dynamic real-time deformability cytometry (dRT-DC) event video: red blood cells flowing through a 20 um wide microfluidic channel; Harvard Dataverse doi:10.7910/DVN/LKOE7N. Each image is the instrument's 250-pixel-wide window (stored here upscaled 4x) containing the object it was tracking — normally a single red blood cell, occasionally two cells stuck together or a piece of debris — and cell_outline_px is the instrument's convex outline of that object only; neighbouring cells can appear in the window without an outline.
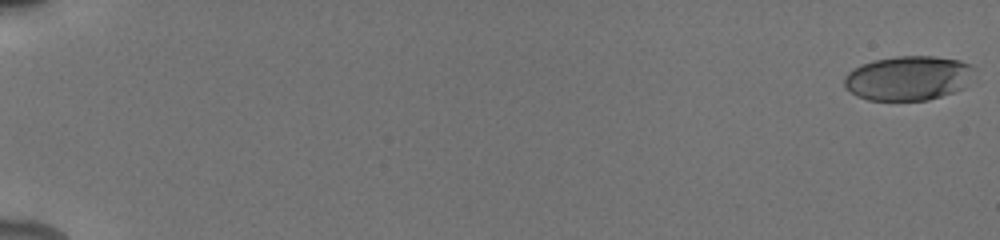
{"species": "human", "species_latin": "Homo sapiens", "temperature_condition": "cold", "stored_images_in_passage": 16, "camera_frame_rate_fps": 3000, "um_per_image_px": 0.085, "donor": {"sex": "male"}, "frame": {"image": 1, "passage_image": 1, "time_ms": 0.0, "image_size_px": [1000, 240], "cell_outline_px": [[972, 68], [964, 88], [928, 100], [868, 100], [856, 96], [844, 84], [844, 76], [848, 72], [864, 64], [876, 60], [896, 56], [932, 56], [960, 60], [968, 64]], "centroid_in_image_um": [77.16, 6.64], "position_along_channel_um": 7.8, "area_um2": 33.06}}
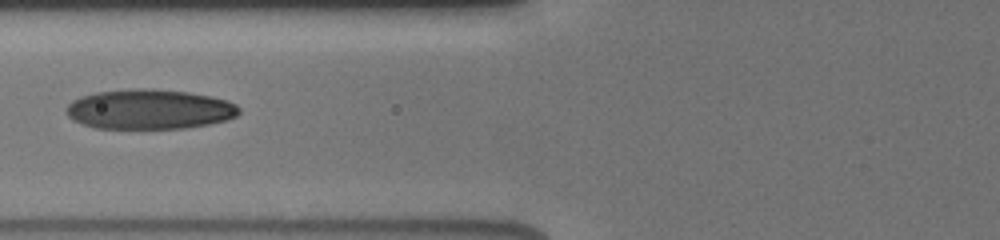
{"frame": {"image": 2, "passage_image": 13, "time_ms": 8.0, "image_size_px": [1000, 240], "cell_outline_px": [[240, 112], [236, 116], [228, 120], [188, 128], [96, 128], [84, 124], [68, 116], [68, 104], [72, 100], [80, 96], [96, 92], [136, 88], [152, 88], [188, 92], [212, 96], [228, 100], [236, 104], [240, 108]], "centroid_in_image_um": [12.76, 9.28], "position_along_channel_um": 113.0, "area_um2": 40.17}}
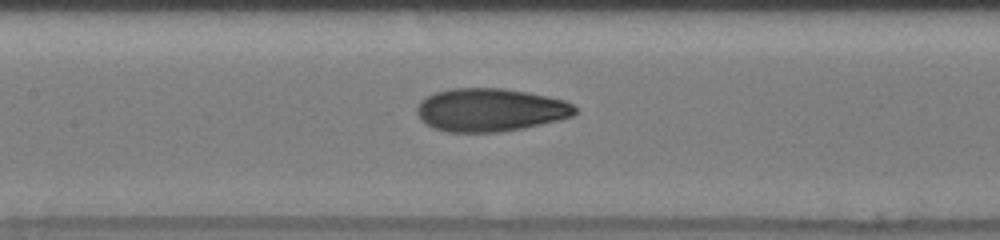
{"frame": {"image": 3, "passage_image": 15, "time_ms": 9.333, "image_size_px": [1000, 240], "cell_outline_px": [[576, 112], [572, 116], [560, 120], [520, 128], [496, 132], [448, 132], [436, 128], [420, 120], [416, 112], [416, 108], [420, 100], [436, 92], [452, 88], [504, 88], [564, 100], [572, 104], [576, 108]], "centroid_in_image_um": [41.64, 9.34], "position_along_channel_um": 165.8, "area_um2": 39.36}}